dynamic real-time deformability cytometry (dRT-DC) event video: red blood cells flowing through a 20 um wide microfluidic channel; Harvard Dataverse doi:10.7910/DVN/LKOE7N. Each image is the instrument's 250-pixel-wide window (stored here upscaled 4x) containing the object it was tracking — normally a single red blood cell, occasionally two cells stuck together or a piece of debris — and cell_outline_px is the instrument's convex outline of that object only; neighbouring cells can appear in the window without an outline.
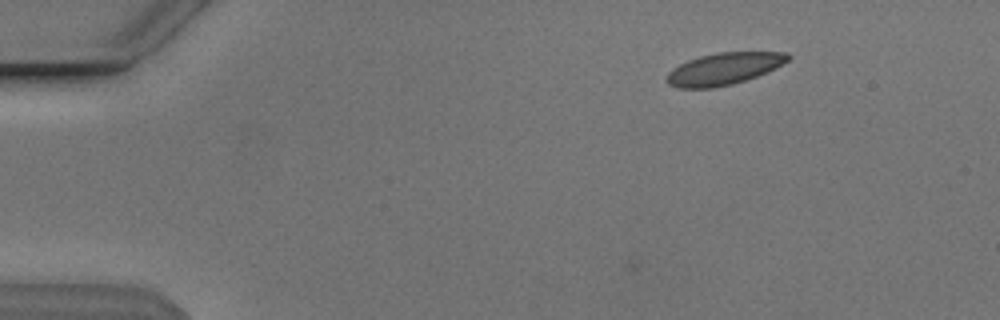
{"species": "Egyptian fruit bat (a non-hibernating species)", "species_latin": "Rousettus aegyptiacus", "temperature_condition": "cold", "stored_images_in_passage": 4, "camera_frame_rate_fps": 3000, "um_per_image_px": 0.085, "animal": {"sex": "male"}, "frame": {"image": 1, "passage_image": 4, "time_ms": 1.0, "image_size_px": [1000, 320], "cell_outline_px": [[792, 56], [788, 60], [756, 76], [732, 84], [712, 88], [676, 88], [668, 84], [664, 80], [664, 76], [672, 68], [688, 60], [700, 56], [716, 52], [788, 52]], "centroid_in_image_um": [61.44, 5.85], "position_along_channel_um": 23.6, "area_um2": 22.48}}